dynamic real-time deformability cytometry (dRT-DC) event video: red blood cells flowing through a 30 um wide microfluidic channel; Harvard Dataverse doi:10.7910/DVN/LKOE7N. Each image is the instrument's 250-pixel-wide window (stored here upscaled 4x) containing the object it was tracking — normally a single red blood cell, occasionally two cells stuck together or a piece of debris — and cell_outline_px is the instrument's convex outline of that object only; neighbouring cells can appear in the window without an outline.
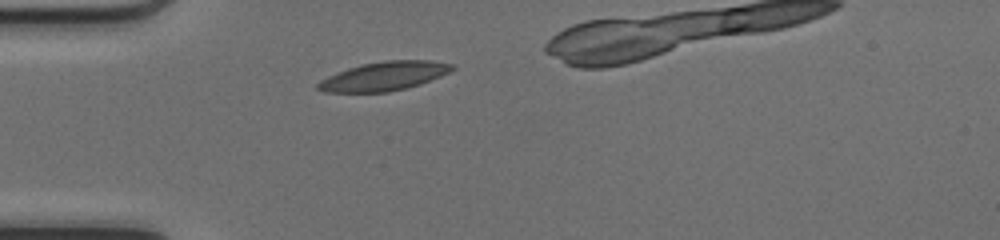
{"species": "common noctule bat (a hibernating species)", "species_latin": "Nyctalus noctula", "temperature_condition": "cold", "stored_images_in_passage": 28, "camera_frame_rate_fps": 3000, "um_per_image_px": 0.085, "animal": {"sex": "female", "body_mass_g": 17.0, "forearm_length_mm": 48.0}, "frame": {"image": 1, "passage_image": 2, "time_ms": 0.333, "image_size_px": [1000, 240], "cell_outline_px": [[456, 68], [440, 76], [420, 84], [388, 92], [324, 92], [316, 88], [316, 84], [320, 80], [328, 76], [348, 68], [360, 64], [384, 60], [428, 60], [456, 64]], "centroid_in_image_um": [32.64, 6.46], "position_along_channel_um": 52.4, "area_um2": 22.6}}
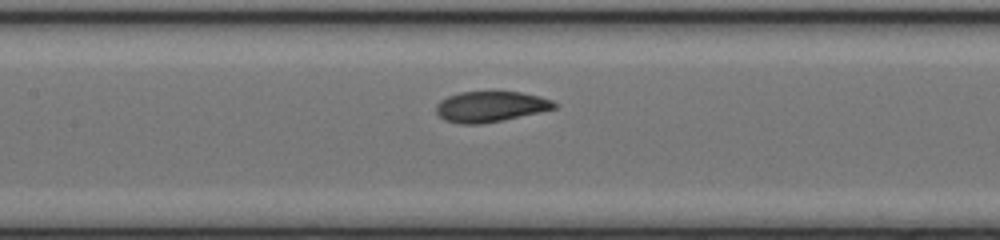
{"frame": {"image": 2, "passage_image": 11, "time_ms": 3.333, "image_size_px": [1000, 240], "cell_outline_px": [[560, 104], [556, 108], [540, 112], [504, 120], [480, 124], [460, 124], [444, 120], [436, 112], [436, 104], [440, 100], [448, 96], [460, 92], [492, 88], [520, 92], [540, 96], [552, 100]], "centroid_in_image_um": [41.71, 9.01], "position_along_channel_um": 165.7, "area_um2": 22.08}}
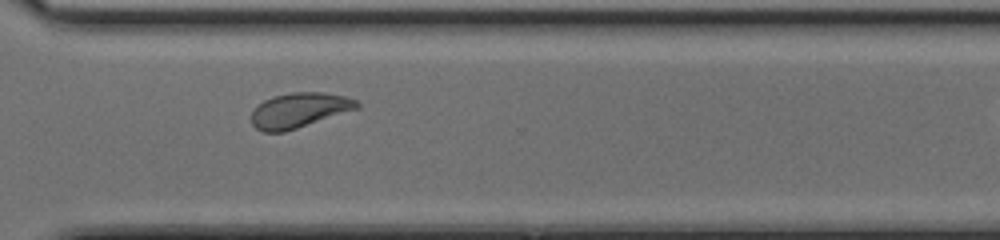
{"frame": {"image": 3, "passage_image": 24, "time_ms": 7.667, "image_size_px": [1000, 240], "cell_outline_px": [[360, 108], [284, 132], [264, 132], [256, 128], [252, 124], [252, 112], [264, 100], [272, 96], [292, 92], [324, 92], [344, 96], [356, 100], [360, 104]], "centroid_in_image_um": [25.45, 9.36], "position_along_channel_um": 345.2, "area_um2": 21.39}}